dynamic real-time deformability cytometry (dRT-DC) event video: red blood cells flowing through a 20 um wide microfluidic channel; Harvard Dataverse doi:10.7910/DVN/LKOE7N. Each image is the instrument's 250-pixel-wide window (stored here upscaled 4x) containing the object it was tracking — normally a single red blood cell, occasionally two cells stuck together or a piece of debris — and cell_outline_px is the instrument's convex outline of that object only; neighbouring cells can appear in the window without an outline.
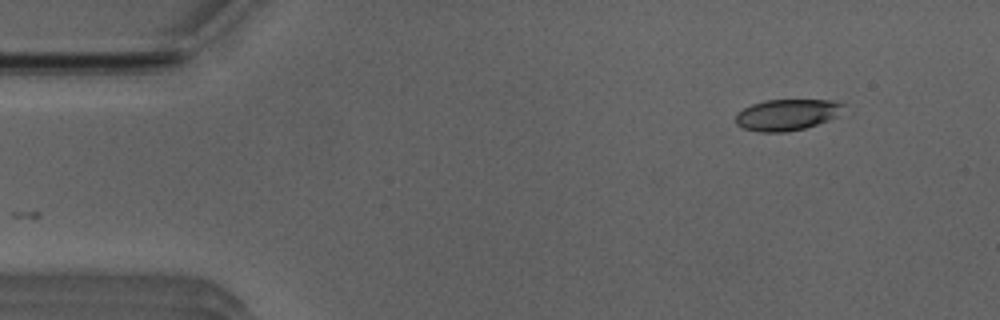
{"species": "Egyptian fruit bat (a non-hibernating species)", "species_latin": "Rousettus aegyptiacus", "temperature_condition": "room temperature", "stored_images_in_passage": 18, "camera_frame_rate_fps": 3000, "um_per_image_px": 0.085, "animal": {"sex": "male"}, "frame": {"image": 1, "passage_image": 1, "time_ms": 0.0, "image_size_px": [1000, 320], "cell_outline_px": [[844, 104], [836, 116], [828, 120], [804, 128], [788, 132], [760, 132], [744, 128], [736, 124], [736, 112], [752, 104], [764, 100], [832, 100]], "centroid_in_image_um": [66.84, 9.75], "position_along_channel_um": 18.2, "area_um2": 19.42}}
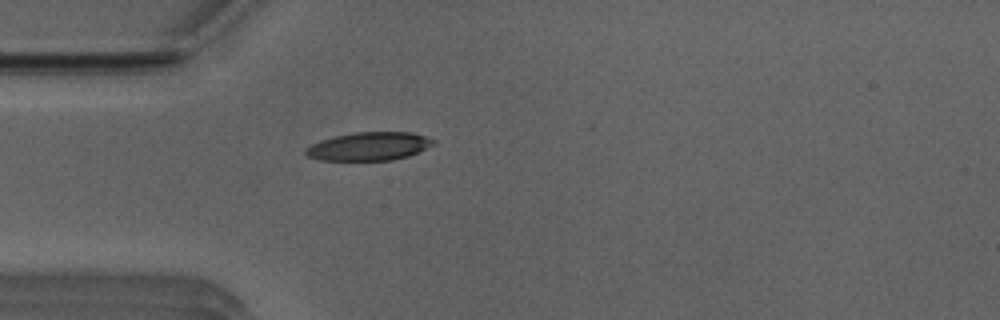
{"frame": {"image": 2, "passage_image": 10, "time_ms": 3.0, "image_size_px": [1000, 320], "cell_outline_px": [[436, 144], [408, 156], [392, 160], [320, 160], [308, 156], [304, 152], [304, 148], [320, 140], [352, 132], [412, 132], [436, 140]], "centroid_in_image_um": [31.37, 12.43], "position_along_channel_um": 53.6, "area_um2": 21.1}}